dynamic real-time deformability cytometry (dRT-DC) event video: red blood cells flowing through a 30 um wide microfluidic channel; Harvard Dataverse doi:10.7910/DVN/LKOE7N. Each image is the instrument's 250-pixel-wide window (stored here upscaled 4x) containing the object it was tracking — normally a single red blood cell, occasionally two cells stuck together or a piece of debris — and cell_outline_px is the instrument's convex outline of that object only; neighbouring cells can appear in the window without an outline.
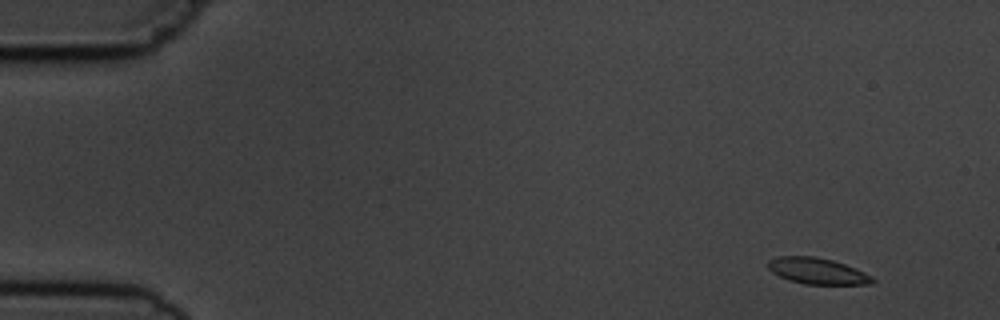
{"species": "common noctule bat (a hibernating species)", "species_latin": "Nyctalus noctula", "temperature_condition": "cold", "stored_images_in_passage": 5, "camera_frame_rate_fps": 3000, "um_per_image_px": 0.085, "animal": {"sex": "male", "body_mass_g": 19.5, "forearm_length_mm": 54.6}, "frame": {"image": 1, "passage_image": 1, "time_ms": 0.0, "image_size_px": [1000, 320], "cell_outline_px": [[876, 280], [872, 284], [804, 284], [788, 280], [772, 272], [768, 268], [768, 260], [776, 256], [816, 256], [832, 260], [844, 264], [864, 272], [872, 276]], "centroid_in_image_um": [69.46, 23.03], "position_along_channel_um": 15.5, "area_um2": 15.95}}
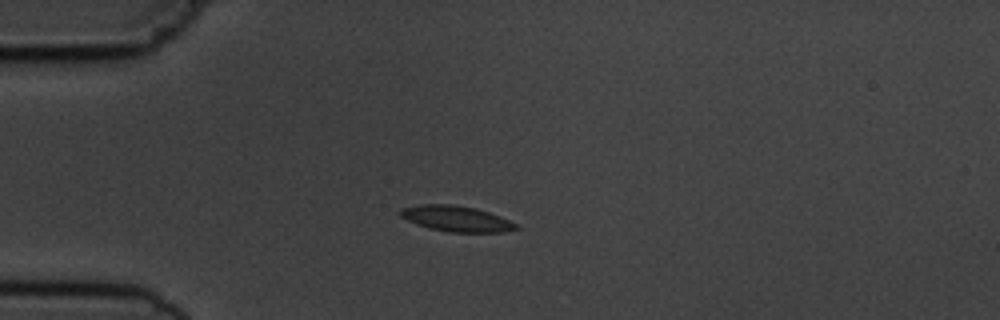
{"frame": {"image": 2, "passage_image": 3, "time_ms": 3.333, "image_size_px": [1000, 320], "cell_outline_px": [[520, 228], [504, 232], [448, 232], [428, 228], [416, 224], [400, 216], [400, 208], [420, 204], [452, 204], [476, 208], [500, 216], [516, 224]], "centroid_in_image_um": [38.77, 18.58], "position_along_channel_um": 46.2, "area_um2": 17.34}}
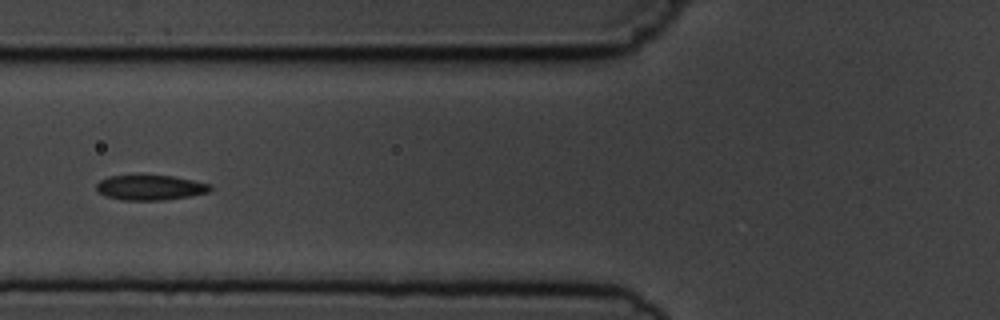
{"frame": {"image": 3, "passage_image": 5, "time_ms": 5.667, "image_size_px": [1000, 320], "cell_outline_px": [[212, 188], [208, 192], [188, 196], [164, 200], [120, 200], [104, 196], [96, 188], [96, 184], [100, 180], [108, 176], [172, 176], [212, 184]], "centroid_in_image_um": [12.76, 15.95], "position_along_channel_um": 113.0, "area_um2": 16.47}}